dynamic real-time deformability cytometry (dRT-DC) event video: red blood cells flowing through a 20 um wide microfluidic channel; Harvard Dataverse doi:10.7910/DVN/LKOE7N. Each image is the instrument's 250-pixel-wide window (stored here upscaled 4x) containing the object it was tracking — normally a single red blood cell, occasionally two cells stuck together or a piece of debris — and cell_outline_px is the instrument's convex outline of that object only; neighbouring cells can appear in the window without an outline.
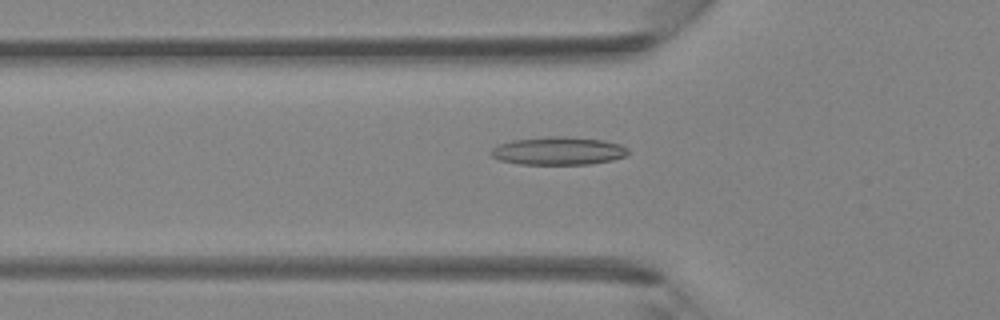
{"species": "Egyptian fruit bat (a non-hibernating species)", "species_latin": "Rousettus aegyptiacus", "temperature_condition": "room temperature", "stored_images_in_passage": 44, "camera_frame_rate_fps": 3000, "um_per_image_px": 0.085, "animal": {"sex": "female"}, "frame": {"image": 1, "passage_image": 15, "time_ms": 4.667, "image_size_px": [1000, 320], "cell_outline_px": [[628, 152], [624, 156], [612, 160], [588, 164], [520, 164], [500, 160], [492, 156], [488, 152], [492, 148], [500, 144], [512, 140], [552, 136], [564, 136], [604, 140], [620, 144], [628, 148]], "centroid_in_image_um": [47.44, 12.82], "position_along_channel_um": 78.4, "area_um2": 22.31}}
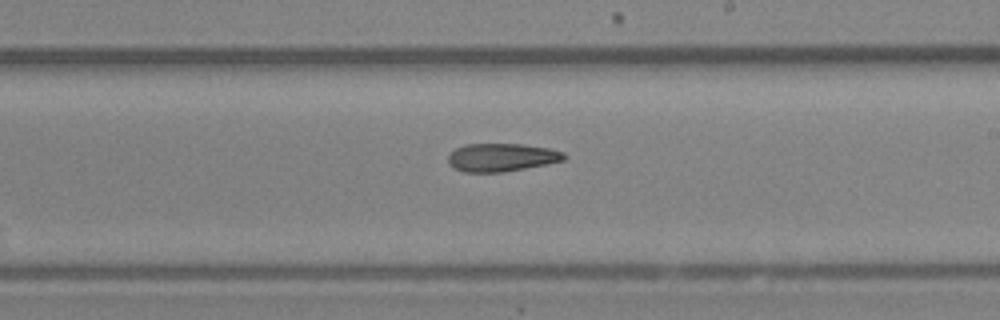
{"frame": {"image": 2, "passage_image": 26, "time_ms": 8.333, "image_size_px": [1000, 320], "cell_outline_px": [[568, 156], [564, 160], [548, 164], [504, 172], [464, 172], [448, 164], [448, 156], [456, 148], [464, 144], [524, 144], [552, 148], [564, 152]], "centroid_in_image_um": [42.68, 13.37], "position_along_channel_um": 246.3, "area_um2": 19.19}}
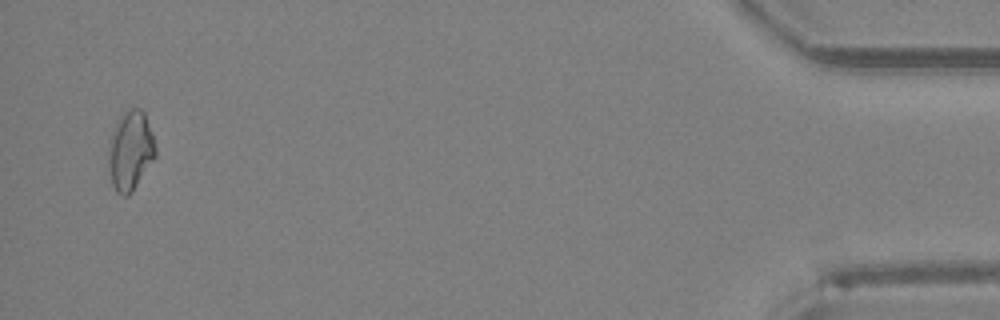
{"frame": {"image": 3, "passage_image": 43, "time_ms": 14.0, "image_size_px": [1000, 320], "cell_outline_px": [[156, 156], [132, 192], [128, 196], [120, 196], [116, 192], [112, 184], [108, 168], [108, 148], [112, 132], [116, 124], [124, 112], [128, 108], [140, 108], [144, 112], [152, 132], [156, 148]], "centroid_in_image_um": [11.08, 12.83], "position_along_channel_um": 424.1, "area_um2": 21.85}}